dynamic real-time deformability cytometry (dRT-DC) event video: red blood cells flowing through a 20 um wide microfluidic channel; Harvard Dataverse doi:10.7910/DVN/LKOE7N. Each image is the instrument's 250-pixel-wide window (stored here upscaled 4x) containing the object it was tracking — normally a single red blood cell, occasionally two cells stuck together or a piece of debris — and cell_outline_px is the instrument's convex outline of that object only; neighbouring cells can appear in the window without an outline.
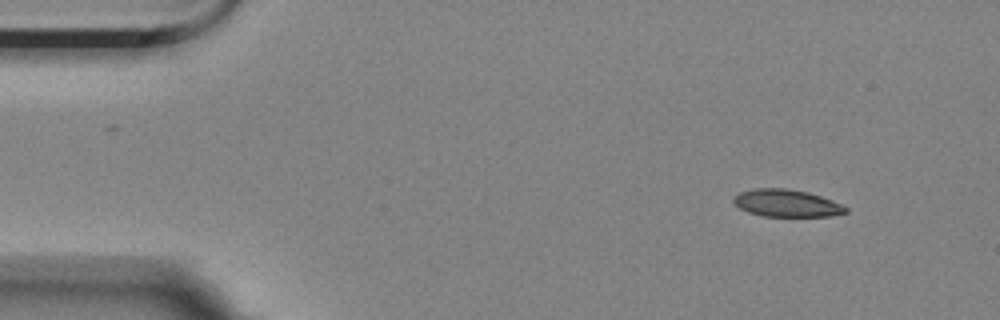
{"species": "Egyptian fruit bat (a non-hibernating species)", "species_latin": "Rousettus aegyptiacus", "temperature_condition": "room temperature", "stored_images_in_passage": 4, "camera_frame_rate_fps": 3000, "um_per_image_px": 0.085, "animal": {"sex": "female"}, "frame": {"image": 1, "passage_image": 1, "time_ms": 0.0, "image_size_px": [1000, 320], "cell_outline_px": [[848, 212], [832, 216], [764, 216], [748, 212], [740, 208], [732, 200], [740, 192], [752, 188], [788, 188], [808, 192], [832, 200], [848, 208]], "centroid_in_image_um": [66.87, 17.26], "position_along_channel_um": 18.1, "area_um2": 17.8}}
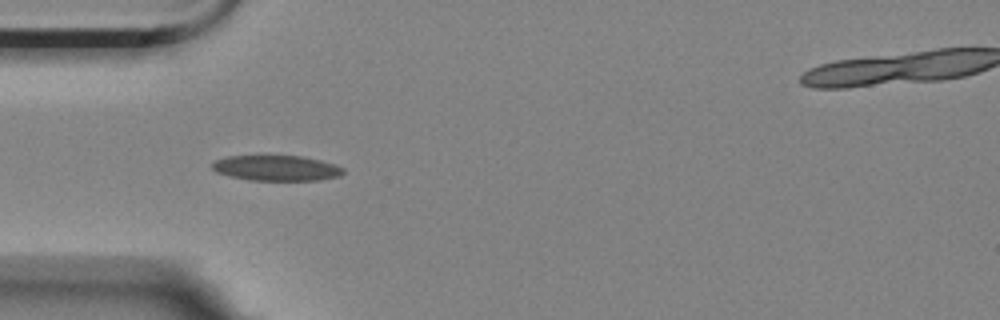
{"frame": {"image": 2, "passage_image": 4, "time_ms": 1.0, "image_size_px": [1000, 320], "cell_outline_px": [[344, 172], [340, 176], [320, 180], [248, 180], [228, 176], [216, 172], [212, 168], [212, 164], [216, 160], [228, 156], [304, 156], [336, 164], [344, 168]], "centroid_in_image_um": [23.52, 14.29], "position_along_channel_um": 61.5, "area_um2": 19.48}}